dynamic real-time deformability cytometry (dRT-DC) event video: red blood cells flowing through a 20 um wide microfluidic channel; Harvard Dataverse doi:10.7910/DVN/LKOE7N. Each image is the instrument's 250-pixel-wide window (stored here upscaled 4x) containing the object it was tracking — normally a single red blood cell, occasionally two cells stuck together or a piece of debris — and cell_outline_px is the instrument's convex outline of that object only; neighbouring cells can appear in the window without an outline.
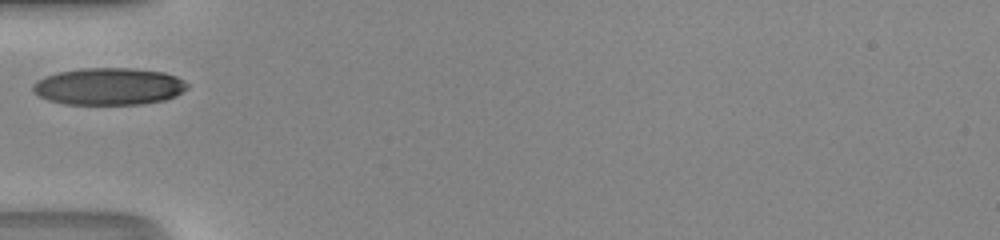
{"species": "human", "species_latin": "Homo sapiens", "temperature_condition": "room temperature", "stored_images_in_passage": 24, "camera_frame_rate_fps": 3000, "um_per_image_px": 0.085, "donor": {"sex": "male"}, "frame": {"image": 1, "passage_image": 1, "time_ms": 0.0, "image_size_px": [1000, 240], "cell_outline_px": [[188, 88], [176, 96], [164, 100], [140, 104], [64, 104], [48, 100], [32, 92], [32, 84], [36, 80], [44, 76], [60, 72], [80, 68], [132, 68], [164, 72], [176, 76], [184, 80], [188, 84]], "centroid_in_image_um": [9.24, 7.34], "position_along_channel_um": 75.8, "area_um2": 33.58}}
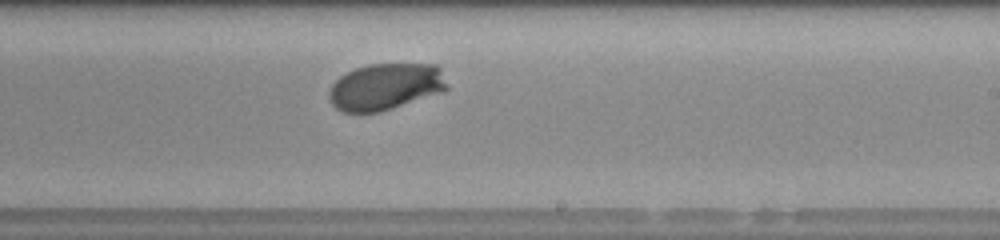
{"frame": {"image": 2, "passage_image": 14, "time_ms": 4.333, "image_size_px": [1000, 240], "cell_outline_px": [[448, 88], [444, 92], [380, 112], [344, 112], [336, 108], [328, 100], [328, 92], [332, 84], [340, 76], [356, 68], [368, 64], [436, 64], [440, 68], [448, 84]], "centroid_in_image_um": [32.78, 7.37], "position_along_channel_um": 256.2, "area_um2": 32.31}}